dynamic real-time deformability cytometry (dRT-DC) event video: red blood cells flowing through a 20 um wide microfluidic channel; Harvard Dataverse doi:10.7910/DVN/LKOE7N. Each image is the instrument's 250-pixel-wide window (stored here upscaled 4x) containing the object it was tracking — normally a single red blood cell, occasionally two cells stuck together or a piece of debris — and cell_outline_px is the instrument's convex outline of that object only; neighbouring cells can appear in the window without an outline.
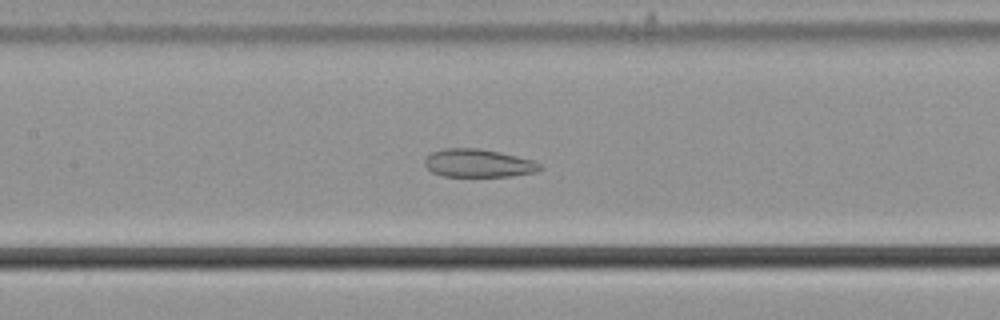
{"species": "common noctule bat (a hibernating species)", "species_latin": "Nyctalus noctula", "temperature_condition": "cold", "stored_images_in_passage": 55, "camera_frame_rate_fps": 3000, "um_per_image_px": 0.085, "animal": {"sex": "male", "body_mass_g": 21.5, "forearm_length_mm": 52.0}, "frame": {"image": 1, "passage_image": 25, "time_ms": 8.0, "image_size_px": [1000, 320], "cell_outline_px": [[544, 168], [536, 172], [512, 176], [444, 176], [432, 172], [424, 164], [424, 160], [432, 152], [444, 148], [476, 148], [500, 152], [532, 160], [540, 164]], "centroid_in_image_um": [40.66, 13.87], "position_along_channel_um": 166.7, "area_um2": 18.79}}
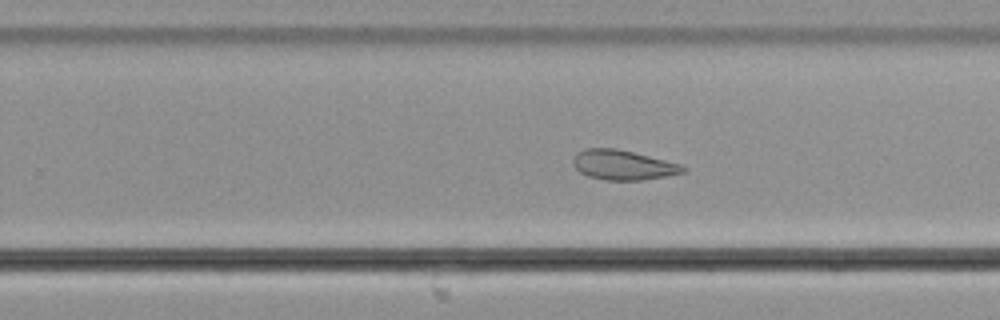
{"frame": {"image": 2, "passage_image": 34, "time_ms": 11.0, "image_size_px": [1000, 320], "cell_outline_px": [[688, 168], [684, 172], [664, 176], [640, 180], [604, 180], [588, 176], [580, 172], [572, 164], [572, 160], [584, 148], [616, 148], [680, 164]], "centroid_in_image_um": [52.93, 14.03], "position_along_channel_um": 276.9, "area_um2": 18.79}}
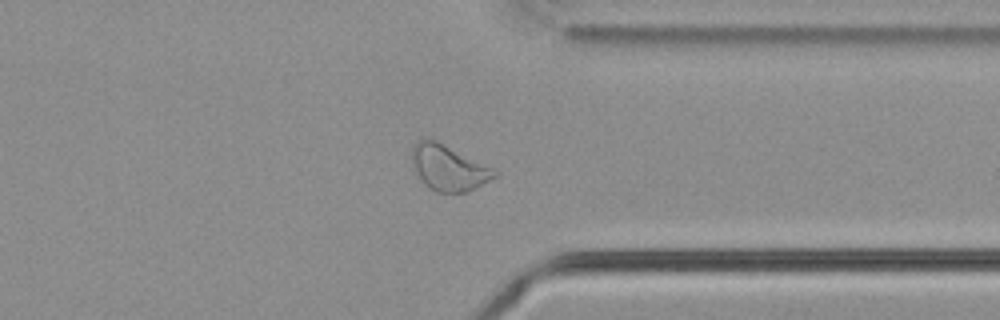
{"frame": {"image": 3, "passage_image": 42, "time_ms": 13.667, "image_size_px": [1000, 320], "cell_outline_px": [[500, 176], [468, 192], [436, 192], [428, 188], [420, 180], [412, 168], [412, 148], [420, 140], [436, 140], [496, 168], [500, 172]], "centroid_in_image_um": [38.19, 14.29], "position_along_channel_um": 373.2, "area_um2": 22.43}, "authors_computed_cell_mechanics": {"area_um2": 24.9696, "velocity_mm_per_s": 3.6806, "shape_relaxation_time_tau1_ms": null, "shape_relaxation_time_tau2_ms": 1.813, "deformation_change_tau1": null, "deformation_change_tau2": 0.0727}}